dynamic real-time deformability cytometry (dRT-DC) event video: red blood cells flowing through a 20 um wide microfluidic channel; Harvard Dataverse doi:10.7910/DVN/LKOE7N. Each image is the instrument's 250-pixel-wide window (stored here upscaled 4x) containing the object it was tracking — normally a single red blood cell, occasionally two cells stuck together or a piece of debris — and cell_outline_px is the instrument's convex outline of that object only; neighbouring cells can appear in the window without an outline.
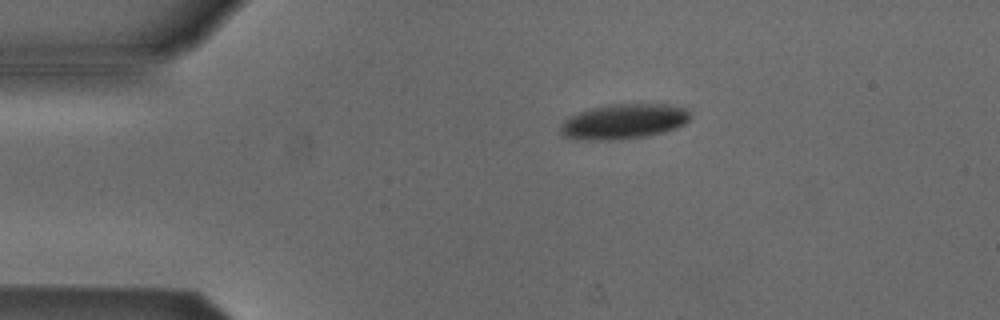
{"species": "Egyptian fruit bat (a non-hibernating species)", "species_latin": "Rousettus aegyptiacus", "temperature_condition": "cold", "stored_images_in_passage": 3, "camera_frame_rate_fps": 3000, "um_per_image_px": 0.085, "animal": {"sex": "male"}, "frame": {"image": 1, "passage_image": 1, "time_ms": 0.0, "image_size_px": [1000, 320], "cell_outline_px": [[692, 116], [684, 124], [676, 128], [664, 132], [644, 136], [608, 140], [576, 140], [564, 136], [560, 132], [560, 124], [564, 120], [580, 112], [592, 108], [608, 104], [668, 104], [688, 108]], "centroid_in_image_um": [53.03, 10.32], "position_along_channel_um": 32.0, "area_um2": 26.59}}